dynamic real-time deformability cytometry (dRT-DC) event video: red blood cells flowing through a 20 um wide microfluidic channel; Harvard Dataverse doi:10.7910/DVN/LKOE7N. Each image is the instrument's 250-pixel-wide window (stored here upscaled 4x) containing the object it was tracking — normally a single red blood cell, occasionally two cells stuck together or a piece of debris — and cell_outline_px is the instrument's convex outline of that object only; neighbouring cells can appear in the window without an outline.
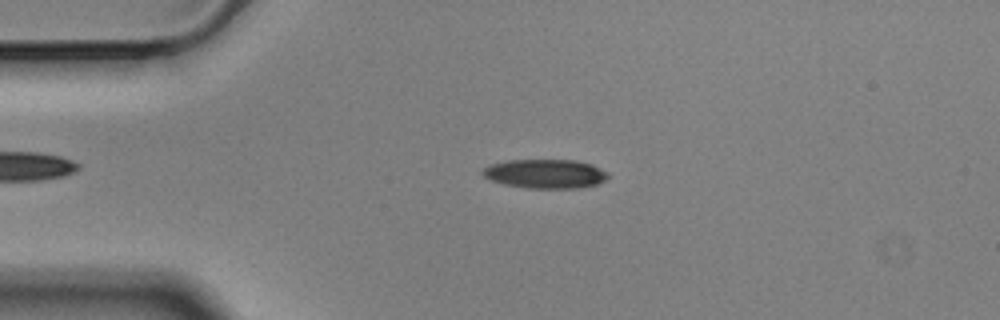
{"species": "Egyptian fruit bat (a non-hibernating species)", "species_latin": "Rousettus aegyptiacus", "temperature_condition": "cold", "stored_images_in_passage": 56, "camera_frame_rate_fps": 3000, "um_per_image_px": 0.085, "animal": {"sex": "male"}, "frame": {"image": 1, "passage_image": 12, "time_ms": 3.667, "image_size_px": [1000, 320], "cell_outline_px": [[608, 176], [604, 180], [596, 184], [576, 188], [528, 188], [504, 184], [492, 180], [484, 176], [480, 172], [488, 164], [508, 160], [576, 160], [592, 164], [608, 172]], "centroid_in_image_um": [46.33, 14.76], "position_along_channel_um": 38.7, "area_um2": 21.21}}
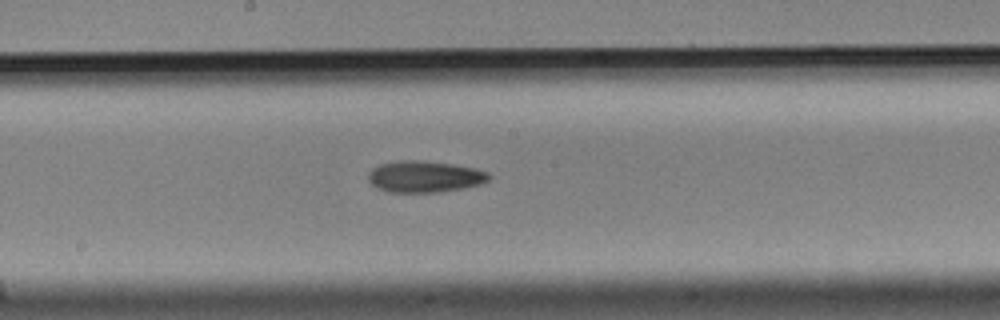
{"frame": {"image": 2, "passage_image": 29, "time_ms": 9.333, "image_size_px": [1000, 320], "cell_outline_px": [[492, 176], [488, 180], [480, 184], [464, 188], [440, 192], [388, 192], [376, 188], [368, 180], [368, 172], [372, 168], [380, 164], [400, 160], [416, 160], [452, 164], [476, 168], [488, 172]], "centroid_in_image_um": [36.09, 15.01], "position_along_channel_um": 212.1, "area_um2": 22.25}}
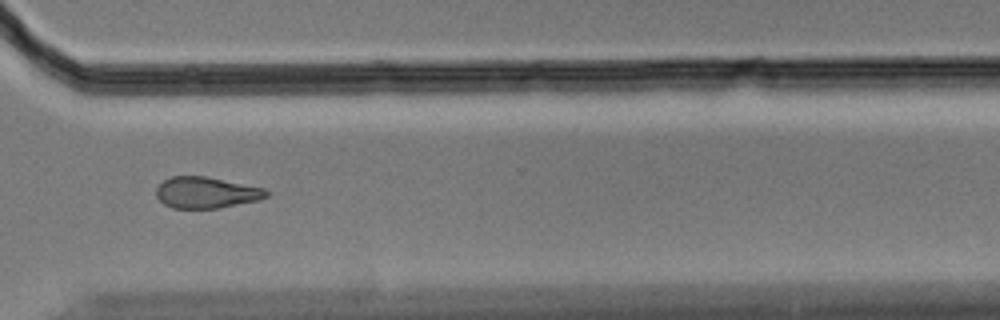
{"frame": {"image": 3, "passage_image": 41, "time_ms": 13.333, "image_size_px": [1000, 320], "cell_outline_px": [[272, 192], [268, 196], [256, 200], [216, 208], [172, 208], [164, 204], [156, 196], [156, 188], [164, 180], [172, 176], [208, 176], [264, 188]], "centroid_in_image_um": [17.53, 16.35], "position_along_channel_um": 353.1, "area_um2": 20.0}, "authors_computed_cell_mechanics": {"area_um2": 21.097, "velocity_mm_per_s": 3.5329, "shape_relaxation_time_tau1_ms": 9.6331, "shape_relaxation_time_tau2_ms": null, "deformation_change_tau1": 0.2213, "deformation_change_tau2": null}}